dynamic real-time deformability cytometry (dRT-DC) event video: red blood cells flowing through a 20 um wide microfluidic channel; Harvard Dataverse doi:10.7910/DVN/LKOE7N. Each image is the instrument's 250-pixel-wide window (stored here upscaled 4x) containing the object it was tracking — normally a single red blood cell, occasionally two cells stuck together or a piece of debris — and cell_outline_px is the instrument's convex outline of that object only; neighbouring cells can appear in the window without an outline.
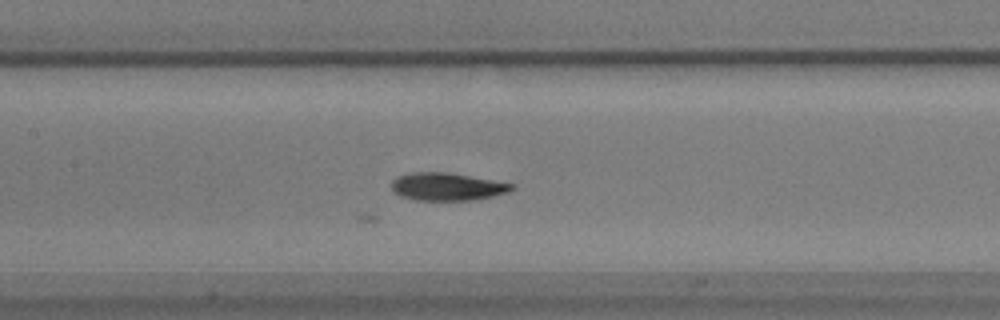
{"species": "common noctule bat (a hibernating species)", "species_latin": "Nyctalus noctula", "temperature_condition": "warm", "stored_images_in_passage": 46, "camera_frame_rate_fps": 3000, "um_per_image_px": 0.085, "animal": {"sex": "male", "body_mass_g": 17.9}, "frame": {"image": 1, "passage_image": 16, "time_ms": 5.0, "image_size_px": [1000, 320], "cell_outline_px": [[516, 188], [508, 192], [492, 196], [468, 200], [416, 200], [400, 196], [392, 192], [392, 180], [396, 176], [408, 172], [448, 172], [516, 184]], "centroid_in_image_um": [37.98, 15.85], "position_along_channel_um": 169.4, "area_um2": 19.59}}
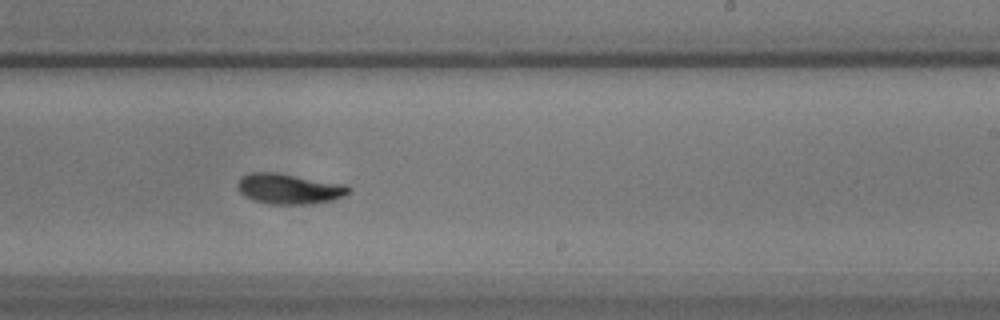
{"frame": {"image": 2, "passage_image": 24, "time_ms": 7.667, "image_size_px": [1000, 320], "cell_outline_px": [[352, 188], [344, 196], [332, 200], [312, 204], [272, 204], [252, 200], [244, 196], [236, 188], [236, 184], [240, 176], [248, 172], [276, 172], [348, 184]], "centroid_in_image_um": [24.55, 16.03], "position_along_channel_um": 264.4, "area_um2": 20.11}}
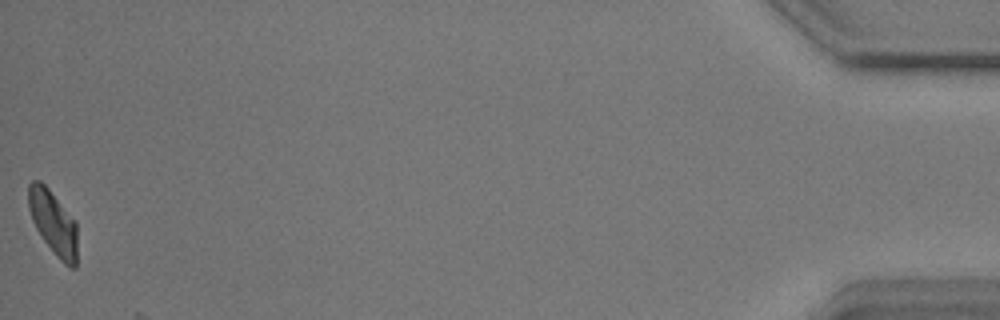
{"frame": {"image": 3, "passage_image": 46, "time_ms": 15.0, "image_size_px": [1000, 320], "cell_outline_px": [[76, 268], [72, 268], [64, 264], [56, 256], [44, 240], [36, 228], [32, 220], [28, 208], [28, 184], [32, 180], [40, 180], [48, 188], [76, 220]], "centroid_in_image_um": [4.52, 18.9], "position_along_channel_um": 430.7, "area_um2": 18.26}}